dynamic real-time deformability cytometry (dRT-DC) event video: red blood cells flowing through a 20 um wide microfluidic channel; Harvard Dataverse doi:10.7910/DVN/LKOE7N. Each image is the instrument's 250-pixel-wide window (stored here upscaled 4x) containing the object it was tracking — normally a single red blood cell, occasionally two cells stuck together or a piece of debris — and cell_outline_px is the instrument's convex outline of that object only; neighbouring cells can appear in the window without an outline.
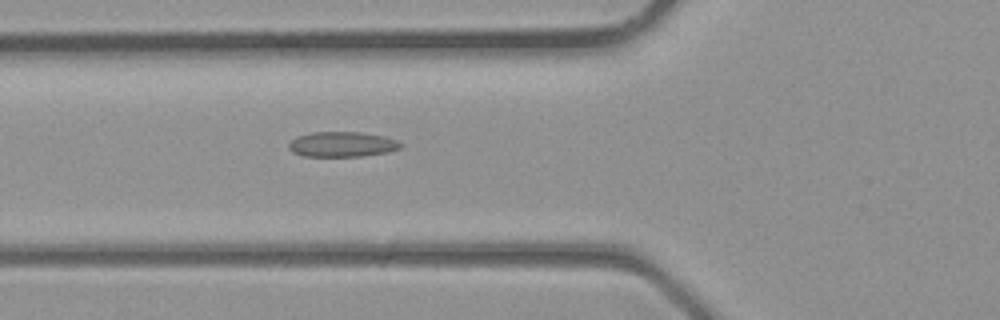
{"species": "common noctule bat (a hibernating species)", "species_latin": "Nyctalus noctula", "temperature_condition": "room temperature", "stored_images_in_passage": 26, "camera_frame_rate_fps": 3000, "um_per_image_px": 0.085, "animal": {"sex": "male", "body_mass_g": 23.1, "forearm_length_mm": 52.7}, "frame": {"image": 1, "passage_image": 2, "time_ms": 0.333, "image_size_px": [1000, 320], "cell_outline_px": [[404, 144], [400, 148], [388, 152], [360, 156], [300, 156], [292, 152], [288, 148], [288, 144], [296, 136], [312, 132], [360, 132], [384, 136], [396, 140]], "centroid_in_image_um": [29.06, 12.26], "position_along_channel_um": 96.7, "area_um2": 16.47}}
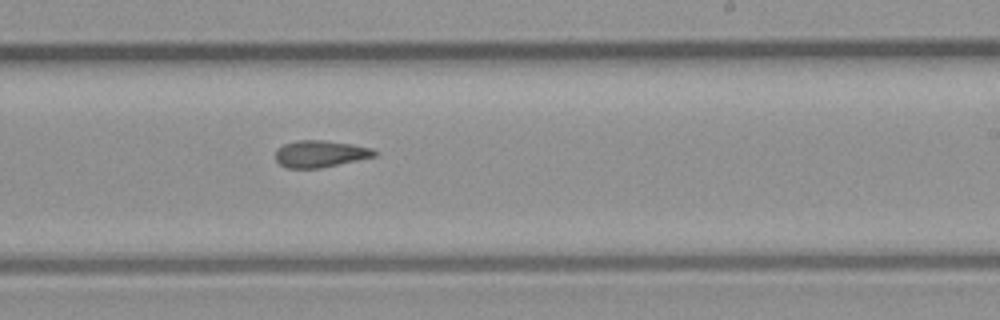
{"frame": {"image": 2, "passage_image": 11, "time_ms": 3.333, "image_size_px": [1000, 320], "cell_outline_px": [[376, 156], [320, 168], [288, 168], [280, 164], [276, 160], [276, 148], [284, 144], [296, 140], [320, 140], [352, 144], [372, 148], [376, 152]], "centroid_in_image_um": [27.19, 13.07], "position_along_channel_um": 261.8, "area_um2": 15.37}}
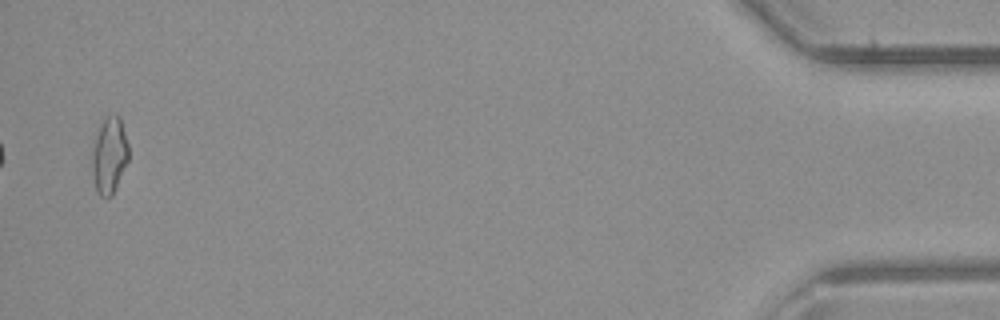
{"frame": {"image": 3, "passage_image": 25, "time_ms": 8.0, "image_size_px": [1000, 320], "cell_outline_px": [[128, 160], [112, 196], [100, 196], [96, 188], [92, 172], [92, 148], [96, 128], [104, 116], [120, 116], [128, 144]], "centroid_in_image_um": [9.27, 13.15], "position_along_channel_um": 425.9, "area_um2": 16.36}}